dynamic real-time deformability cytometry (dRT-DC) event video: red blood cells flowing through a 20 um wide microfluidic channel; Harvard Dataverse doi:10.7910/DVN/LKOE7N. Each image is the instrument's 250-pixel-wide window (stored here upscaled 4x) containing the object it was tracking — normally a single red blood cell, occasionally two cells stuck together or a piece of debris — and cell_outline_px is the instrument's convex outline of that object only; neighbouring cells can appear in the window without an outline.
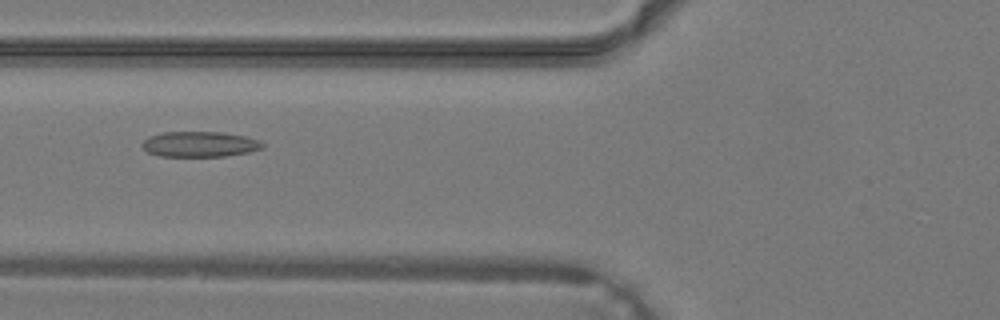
{"species": "common noctule bat (a hibernating species)", "species_latin": "Nyctalus noctula", "temperature_condition": "warm", "stored_images_in_passage": 41, "camera_frame_rate_fps": 3000, "um_per_image_px": 0.085, "animal": {"sex": "male", "body_mass_g": 19.2, "forearm_length_mm": 51.8}, "frame": {"image": 1, "passage_image": 17, "time_ms": 5.333, "image_size_px": [1000, 320], "cell_outline_px": [[264, 148], [248, 152], [224, 156], [160, 156], [148, 152], [140, 144], [148, 136], [160, 132], [224, 132], [248, 136], [260, 140], [264, 144]], "centroid_in_image_um": [16.99, 12.24], "position_along_channel_um": 108.8, "area_um2": 18.03}}
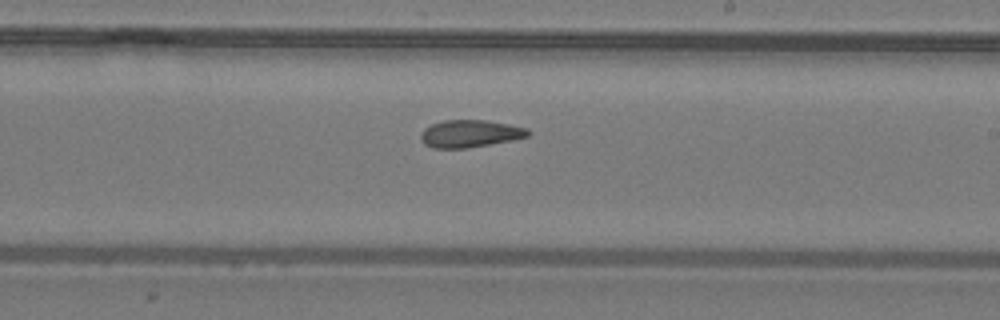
{"frame": {"image": 2, "passage_image": 25, "time_ms": 8.0, "image_size_px": [1000, 320], "cell_outline_px": [[532, 132], [528, 136], [512, 140], [468, 148], [432, 148], [424, 144], [420, 140], [420, 136], [424, 128], [432, 124], [444, 120], [484, 120], [508, 124], [528, 128]], "centroid_in_image_um": [39.94, 11.36], "position_along_channel_um": 249.1, "area_um2": 17.17}}
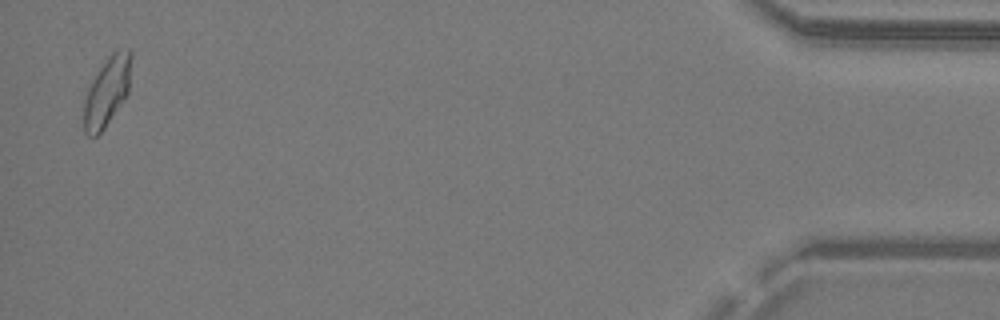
{"frame": {"image": 3, "passage_image": 40, "time_ms": 13.0, "image_size_px": [1000, 320], "cell_outline_px": [[132, 56], [128, 92], [104, 128], [96, 136], [88, 136], [84, 132], [84, 100], [88, 84], [108, 56], [112, 52], [128, 48], [132, 52]], "centroid_in_image_um": [9.08, 7.74], "position_along_channel_um": 426.1, "area_um2": 19.02}}